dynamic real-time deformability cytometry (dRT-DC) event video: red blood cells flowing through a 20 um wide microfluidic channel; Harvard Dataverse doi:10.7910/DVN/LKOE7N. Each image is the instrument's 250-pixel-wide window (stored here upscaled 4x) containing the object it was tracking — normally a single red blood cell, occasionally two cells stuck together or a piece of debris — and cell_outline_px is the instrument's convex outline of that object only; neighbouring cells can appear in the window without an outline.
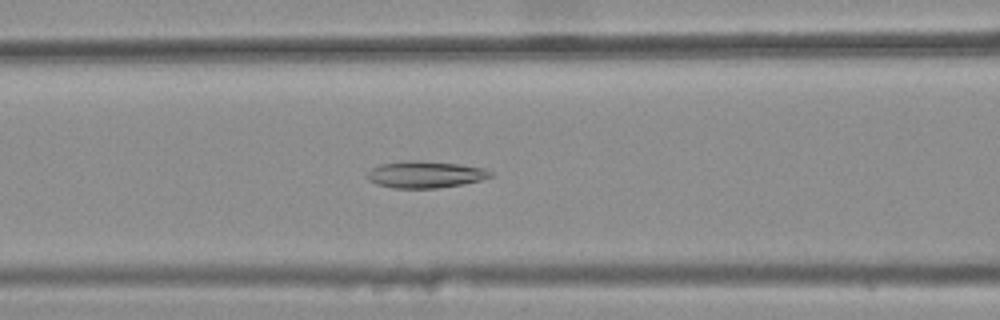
{"species": "common noctule bat (a hibernating species)", "species_latin": "Nyctalus noctula", "temperature_condition": "warm", "stored_images_in_passage": 24, "camera_frame_rate_fps": 3000, "um_per_image_px": 0.085, "animal": {"sex": "female", "body_mass_g": 25.1}, "frame": {"image": 1, "passage_image": 5, "time_ms": 1.333, "image_size_px": [1000, 320], "cell_outline_px": [[492, 176], [480, 180], [464, 184], [436, 188], [392, 188], [376, 184], [368, 180], [368, 172], [372, 168], [380, 164], [408, 160], [456, 164], [484, 168], [492, 172]], "centroid_in_image_um": [36.12, 14.84], "position_along_channel_um": 130.5, "area_um2": 19.02}}
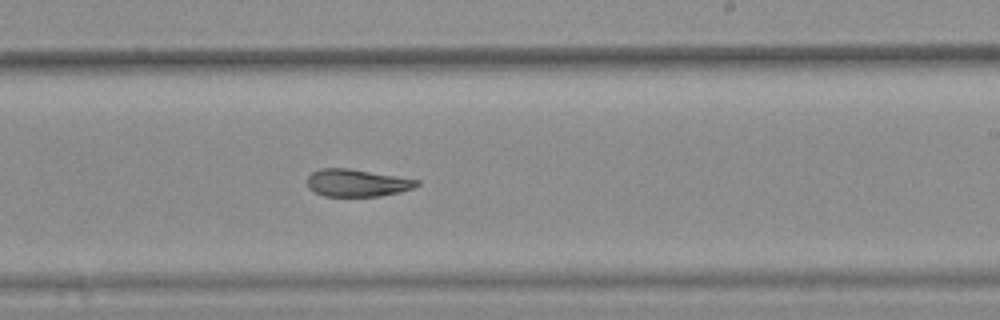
{"frame": {"image": 2, "passage_image": 15, "time_ms": 4.667, "image_size_px": [1000, 320], "cell_outline_px": [[420, 184], [412, 188], [400, 192], [380, 196], [324, 196], [308, 188], [308, 176], [312, 172], [320, 168], [348, 168], [420, 180]], "centroid_in_image_um": [30.34, 15.54], "position_along_channel_um": 258.7, "area_um2": 17.4}}
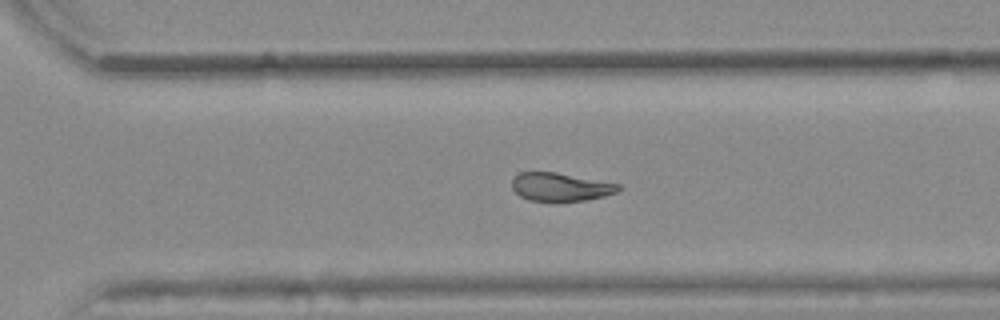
{"frame": {"image": 3, "passage_image": 20, "time_ms": 6.333, "image_size_px": [1000, 320], "cell_outline_px": [[620, 188], [616, 192], [604, 196], [584, 200], [556, 204], [528, 200], [520, 196], [512, 188], [512, 180], [520, 172], [556, 172], [620, 184]], "centroid_in_image_um": [47.61, 15.93], "position_along_channel_um": 323.0, "area_um2": 17.98}}